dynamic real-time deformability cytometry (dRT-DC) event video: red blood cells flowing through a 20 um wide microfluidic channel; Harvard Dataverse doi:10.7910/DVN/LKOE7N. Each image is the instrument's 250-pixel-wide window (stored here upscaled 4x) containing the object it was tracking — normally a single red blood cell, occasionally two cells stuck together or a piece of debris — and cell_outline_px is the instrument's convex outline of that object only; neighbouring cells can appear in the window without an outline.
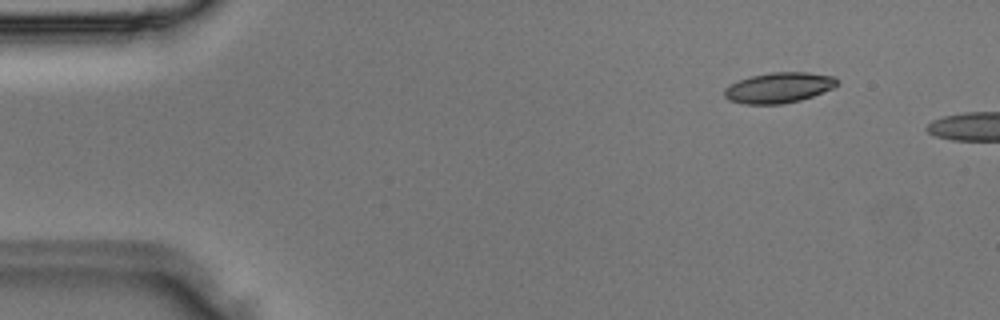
{"species": "Egyptian fruit bat (a non-hibernating species)", "species_latin": "Rousettus aegyptiacus", "temperature_condition": "room temperature", "stored_images_in_passage": 5, "camera_frame_rate_fps": 3000, "um_per_image_px": 0.085, "animal": {"sex": "male"}, "frame": {"image": 1, "passage_image": 5, "time_ms": 1.333, "image_size_px": [1000, 320], "cell_outline_px": [[840, 84], [832, 88], [812, 96], [800, 100], [784, 104], [744, 104], [728, 100], [724, 96], [724, 88], [728, 84], [752, 76], [772, 72], [808, 72], [832, 76], [840, 80]], "centroid_in_image_um": [66.19, 7.45], "position_along_channel_um": 18.8, "area_um2": 20.11}}